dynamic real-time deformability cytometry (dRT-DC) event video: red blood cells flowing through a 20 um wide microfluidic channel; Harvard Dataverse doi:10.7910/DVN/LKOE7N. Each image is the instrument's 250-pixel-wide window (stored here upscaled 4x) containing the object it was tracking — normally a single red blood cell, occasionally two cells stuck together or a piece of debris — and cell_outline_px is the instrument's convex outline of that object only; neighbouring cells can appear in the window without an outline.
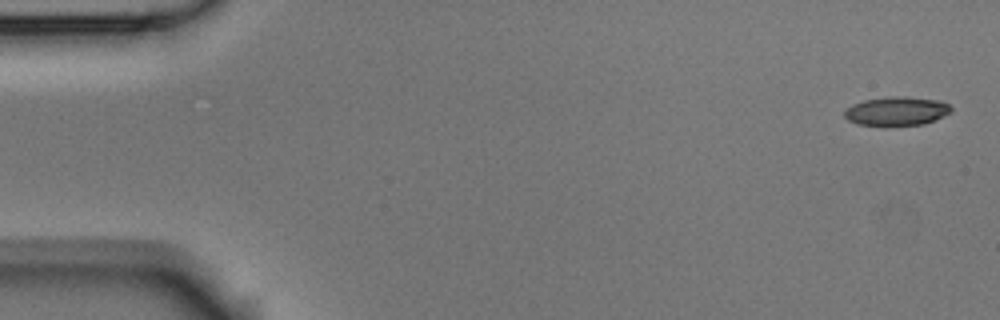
{"species": "Egyptian fruit bat (a non-hibernating species)", "species_latin": "Rousettus aegyptiacus", "temperature_condition": "room temperature", "stored_images_in_passage": 5, "segment_of_instrument_passage": [1, 2], "camera_frame_rate_fps": 3000, "um_per_image_px": 0.085, "animal": {"sex": "male"}, "frame": {"image": 1, "passage_image": 1, "time_ms": 0.0, "image_size_px": [1000, 320], "cell_outline_px": [[952, 112], [944, 116], [924, 124], [888, 128], [856, 124], [848, 120], [844, 116], [844, 112], [852, 104], [864, 100], [892, 96], [904, 96], [940, 100], [948, 104], [952, 108]], "centroid_in_image_um": [76.21, 9.48], "position_along_channel_um": 8.8, "area_um2": 18.61}}